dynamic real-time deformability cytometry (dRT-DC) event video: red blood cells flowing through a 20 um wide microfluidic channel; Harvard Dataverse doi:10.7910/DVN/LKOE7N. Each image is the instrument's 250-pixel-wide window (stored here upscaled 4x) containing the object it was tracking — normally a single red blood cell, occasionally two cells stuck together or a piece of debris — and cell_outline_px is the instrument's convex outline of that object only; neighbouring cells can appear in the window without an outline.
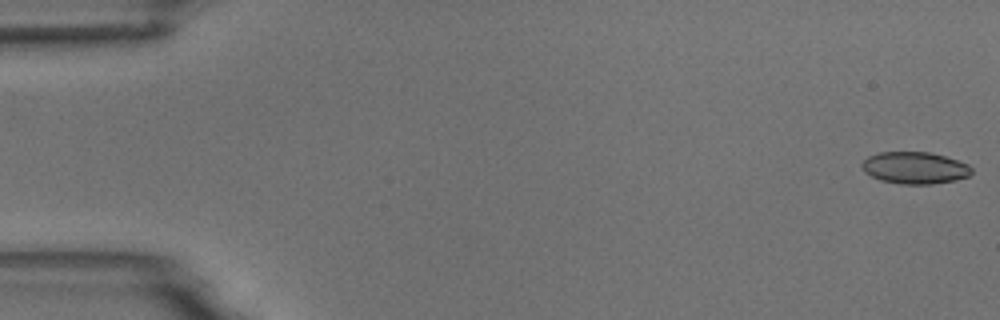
{"species": "common noctule bat (a hibernating species)", "species_latin": "Nyctalus noctula", "temperature_condition": "room temperature", "stored_images_in_passage": 5, "camera_frame_rate_fps": 3000, "um_per_image_px": 0.085, "animal": {"sex": "male", "body_mass_g": 18.8}, "frame": {"image": 1, "passage_image": 1, "time_ms": 0.0, "image_size_px": [1000, 320], "cell_outline_px": [[972, 172], [968, 176], [956, 180], [932, 184], [900, 184], [880, 180], [864, 172], [860, 164], [868, 156], [880, 152], [928, 152], [944, 156], [968, 164], [972, 168]], "centroid_in_image_um": [77.74, 14.27], "position_along_channel_um": 7.3, "area_um2": 20.4}}
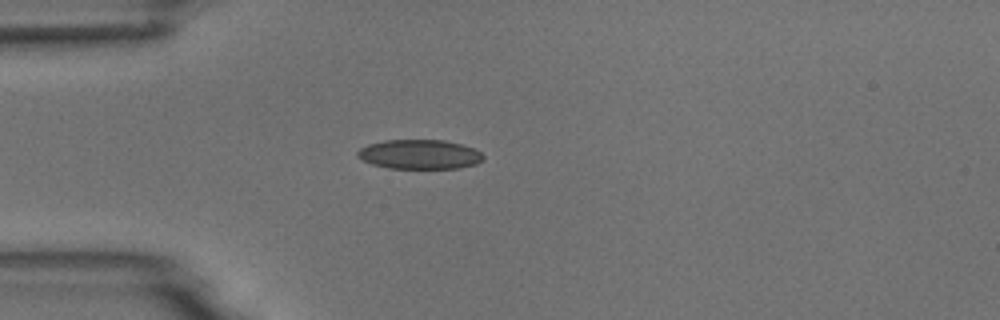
{"frame": {"image": 2, "passage_image": 5, "time_ms": 4.667, "image_size_px": [1000, 320], "cell_outline_px": [[484, 156], [476, 164], [456, 168], [388, 168], [372, 164], [356, 156], [356, 152], [360, 148], [368, 144], [384, 140], [444, 140], [460, 144], [472, 148], [480, 152]], "centroid_in_image_um": [35.62, 13.11], "position_along_channel_um": 49.4, "area_um2": 21.39}}